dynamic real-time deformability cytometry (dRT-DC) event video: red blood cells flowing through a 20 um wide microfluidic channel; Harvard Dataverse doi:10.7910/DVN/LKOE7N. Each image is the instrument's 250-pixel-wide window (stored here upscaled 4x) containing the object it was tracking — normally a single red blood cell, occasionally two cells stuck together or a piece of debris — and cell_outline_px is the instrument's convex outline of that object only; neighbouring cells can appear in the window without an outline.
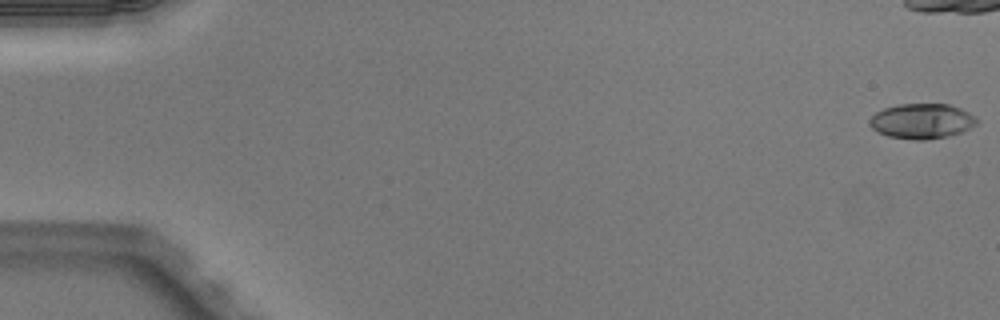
{"species": "Egyptian fruit bat (a non-hibernating species)", "species_latin": "Rousettus aegyptiacus", "temperature_condition": "warm", "stored_images_in_passage": 41, "camera_frame_rate_fps": 3000, "um_per_image_px": 0.085, "animal": {"sex": "male"}, "frame": {"image": 1, "passage_image": 1, "time_ms": 0.0, "image_size_px": [1000, 320], "cell_outline_px": [[980, 120], [976, 124], [960, 132], [944, 136], [924, 140], [912, 140], [888, 136], [872, 128], [868, 124], [868, 120], [876, 112], [884, 108], [900, 104], [948, 104], [960, 108], [968, 112]], "centroid_in_image_um": [78.33, 10.29], "position_along_channel_um": 6.7, "area_um2": 21.73}}
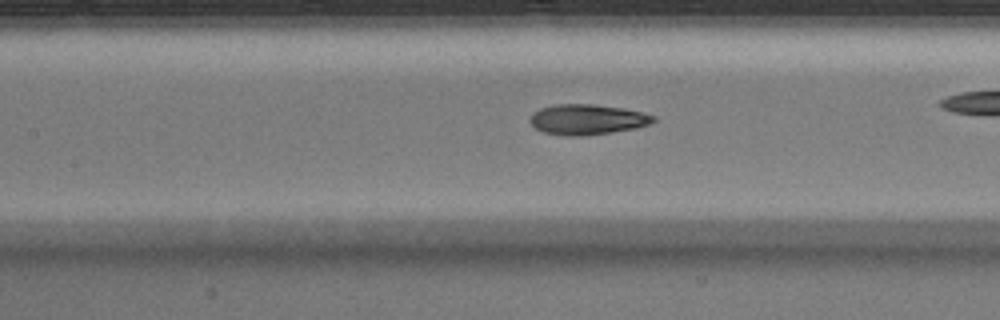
{"frame": {"image": 2, "passage_image": 24, "time_ms": 7.667, "image_size_px": [1000, 320], "cell_outline_px": [[656, 120], [648, 124], [636, 128], [580, 136], [564, 136], [544, 132], [536, 128], [528, 120], [532, 112], [540, 108], [556, 104], [592, 104], [624, 108], [644, 112], [656, 116]], "centroid_in_image_um": [49.9, 10.14], "position_along_channel_um": 157.5, "area_um2": 21.85}}
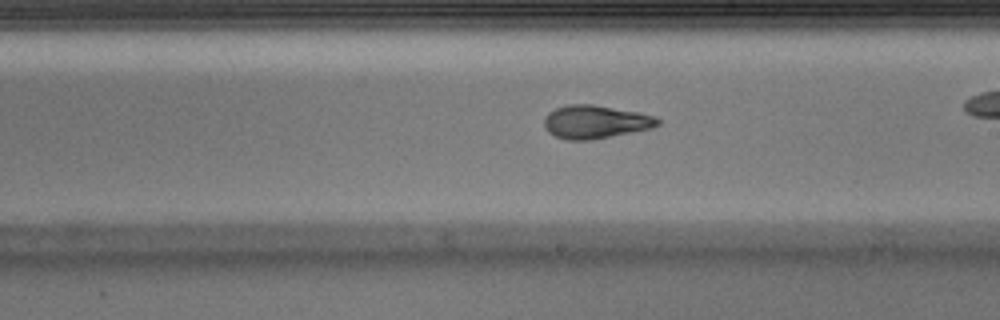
{"frame": {"image": 3, "passage_image": 30, "time_ms": 9.667, "image_size_px": [1000, 320], "cell_outline_px": [[660, 124], [652, 128], [592, 140], [568, 140], [556, 136], [548, 132], [544, 128], [544, 116], [548, 112], [556, 108], [568, 104], [592, 104], [640, 112], [656, 116], [660, 120]], "centroid_in_image_um": [50.61, 10.35], "position_along_channel_um": 238.4, "area_um2": 22.2}}